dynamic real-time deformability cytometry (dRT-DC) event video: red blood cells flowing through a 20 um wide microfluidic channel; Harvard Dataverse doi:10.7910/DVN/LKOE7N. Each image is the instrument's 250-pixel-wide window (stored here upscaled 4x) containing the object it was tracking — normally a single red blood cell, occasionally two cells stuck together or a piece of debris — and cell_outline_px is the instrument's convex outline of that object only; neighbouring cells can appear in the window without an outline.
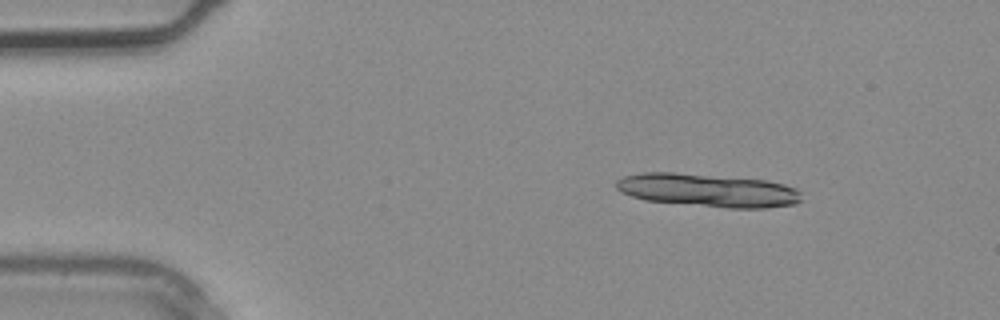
{"species": "common noctule bat (a hibernating species)", "species_latin": "Nyctalus noctula", "temperature_condition": "warm", "stored_images_in_passage": 2, "camera_frame_rate_fps": 3000, "um_per_image_px": 0.085, "animal": {"sex": "male", "body_mass_g": 20.4}, "frame": {"image": 1, "passage_image": 1, "time_ms": 0.0, "image_size_px": [1000, 320], "cell_outline_px": [[800, 200], [796, 204], [764, 208], [728, 208], [644, 200], [620, 192], [616, 188], [616, 180], [624, 176], [644, 172], [672, 172], [768, 180], [784, 184], [796, 188], [800, 192]], "centroid_in_image_um": [60.16, 16.17], "position_along_channel_um": 24.8, "area_um2": 35.89}}